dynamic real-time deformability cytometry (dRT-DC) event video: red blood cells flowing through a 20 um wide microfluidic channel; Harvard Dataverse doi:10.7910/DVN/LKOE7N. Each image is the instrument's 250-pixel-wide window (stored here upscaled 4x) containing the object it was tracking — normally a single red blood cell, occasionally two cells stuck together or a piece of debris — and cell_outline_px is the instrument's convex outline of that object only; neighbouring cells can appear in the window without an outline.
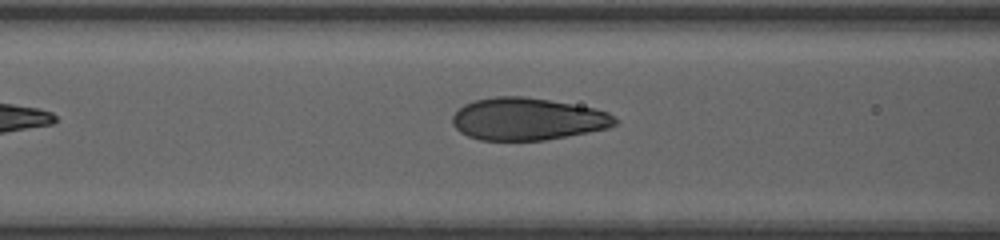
{"species": "human", "species_latin": "Homo sapiens", "temperature_condition": "room temperature", "stored_images_in_passage": 9, "segment_of_instrument_passage": [2, 2], "camera_frame_rate_fps": 3000, "um_per_image_px": 0.085, "donor": {"sex": "female"}, "frame": {"image": 1, "passage_image": 9, "time_ms": 7.333, "image_size_px": [1000, 240], "cell_outline_px": [[620, 120], [616, 124], [608, 128], [588, 132], [544, 140], [480, 140], [468, 136], [460, 132], [452, 124], [452, 116], [464, 104], [472, 100], [496, 96], [524, 96], [596, 108], [608, 112]], "centroid_in_image_um": [44.84, 10.11], "position_along_channel_um": 121.8, "area_um2": 40.17}}